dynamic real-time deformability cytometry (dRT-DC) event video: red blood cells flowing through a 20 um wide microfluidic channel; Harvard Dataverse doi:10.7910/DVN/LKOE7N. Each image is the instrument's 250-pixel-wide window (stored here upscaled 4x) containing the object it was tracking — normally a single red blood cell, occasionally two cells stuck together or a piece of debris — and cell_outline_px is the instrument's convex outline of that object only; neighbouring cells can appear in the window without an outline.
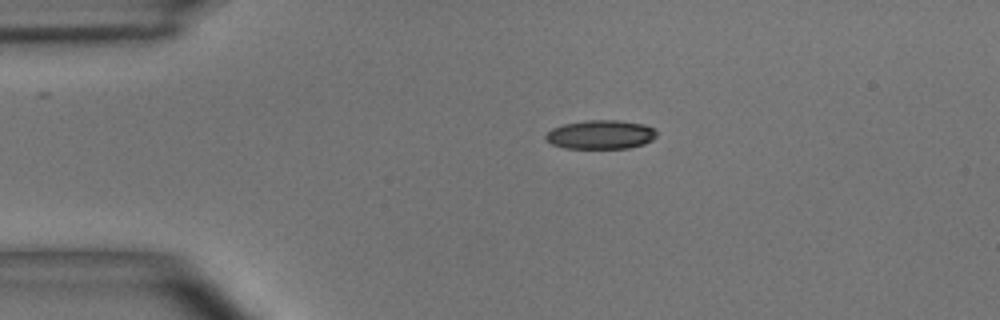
{"species": "common noctule bat (a hibernating species)", "species_latin": "Nyctalus noctula", "temperature_condition": "room temperature", "stored_images_in_passage": 45, "camera_frame_rate_fps": 3000, "um_per_image_px": 0.085, "animal": {"sex": "male", "body_mass_g": 15.6}, "frame": {"image": 1, "passage_image": 1, "time_ms": 0.0, "image_size_px": [1000, 320], "cell_outline_px": [[656, 136], [652, 140], [644, 144], [628, 148], [564, 148], [552, 144], [544, 140], [544, 136], [552, 128], [564, 124], [588, 120], [616, 120], [644, 124], [652, 128], [656, 132]], "centroid_in_image_um": [51.03, 11.44], "position_along_channel_um": 34.0, "area_um2": 18.67}}
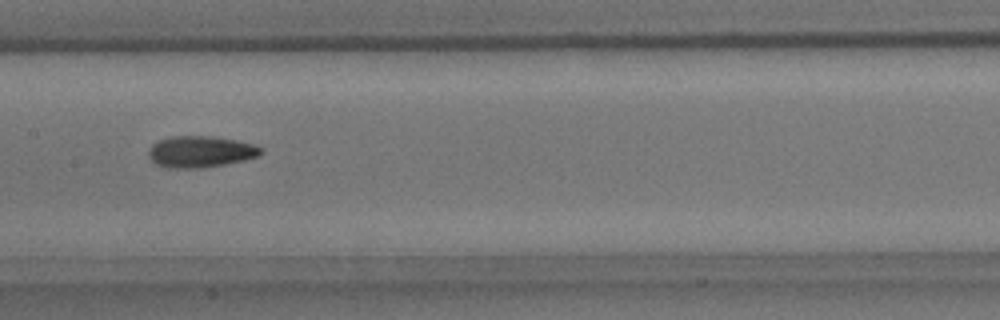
{"frame": {"image": 2, "passage_image": 17, "time_ms": 5.333, "image_size_px": [1000, 320], "cell_outline_px": [[260, 152], [256, 156], [244, 160], [224, 164], [200, 168], [164, 168], [156, 164], [148, 156], [148, 152], [152, 144], [160, 140], [172, 136], [212, 136], [236, 140], [252, 144], [260, 148]], "centroid_in_image_um": [16.97, 12.9], "position_along_channel_um": 190.4, "area_um2": 20.35}}
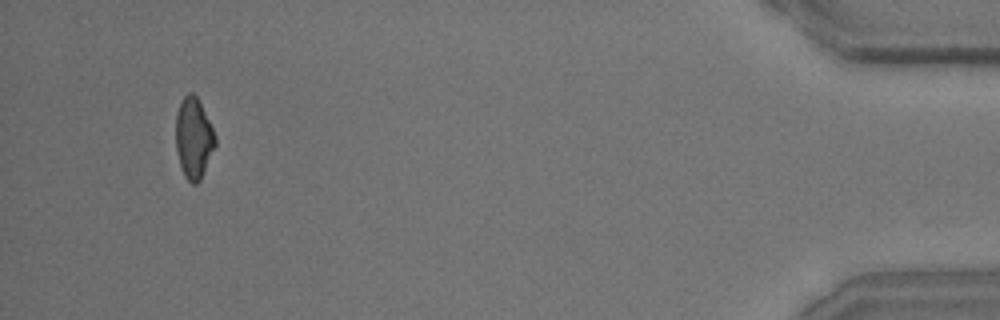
{"frame": {"image": 3, "passage_image": 42, "time_ms": 13.667, "image_size_px": [1000, 320], "cell_outline_px": [[216, 144], [200, 180], [196, 184], [192, 184], [184, 176], [180, 164], [176, 148], [176, 112], [180, 100], [188, 92], [192, 92], [196, 96], [216, 136]], "centroid_in_image_um": [16.44, 11.73], "position_along_channel_um": 418.8, "area_um2": 18.38}, "authors_computed_cell_mechanics": {"area_um2": 19.3052, "velocity_mm_per_s": 3.6294, "shape_relaxation_time_tau1_ms": 5.6343, "shape_relaxation_time_tau2_ms": 5.0426, "deformation_change_tau1": 0.1455, "deformation_change_tau2": 0.1209}}